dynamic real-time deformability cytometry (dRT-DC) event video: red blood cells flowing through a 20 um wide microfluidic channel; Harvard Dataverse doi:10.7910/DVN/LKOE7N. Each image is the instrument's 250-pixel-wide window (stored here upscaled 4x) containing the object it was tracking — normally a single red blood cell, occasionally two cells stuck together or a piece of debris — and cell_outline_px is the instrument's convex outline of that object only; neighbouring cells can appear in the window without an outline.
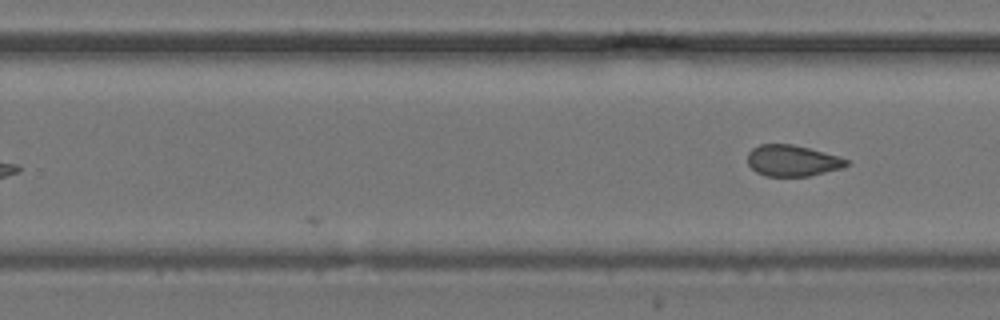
{"species": "common noctule bat (a hibernating species)", "species_latin": "Nyctalus noctula", "temperature_condition": "cold", "stored_images_in_passage": 23, "camera_frame_rate_fps": 3000, "um_per_image_px": 0.085, "animal": {"sex": "female", "body_mass_g": 24.6, "forearm_length_mm": 56.2}, "frame": {"image": 1, "passage_image": 23, "time_ms": 7.333, "image_size_px": [1000, 320], "cell_outline_px": [[848, 164], [844, 168], [808, 176], [764, 176], [756, 172], [748, 164], [748, 152], [752, 148], [760, 144], [792, 144], [840, 156], [848, 160]], "centroid_in_image_um": [67.35, 13.66], "position_along_channel_um": 262.4, "area_um2": 18.03}}